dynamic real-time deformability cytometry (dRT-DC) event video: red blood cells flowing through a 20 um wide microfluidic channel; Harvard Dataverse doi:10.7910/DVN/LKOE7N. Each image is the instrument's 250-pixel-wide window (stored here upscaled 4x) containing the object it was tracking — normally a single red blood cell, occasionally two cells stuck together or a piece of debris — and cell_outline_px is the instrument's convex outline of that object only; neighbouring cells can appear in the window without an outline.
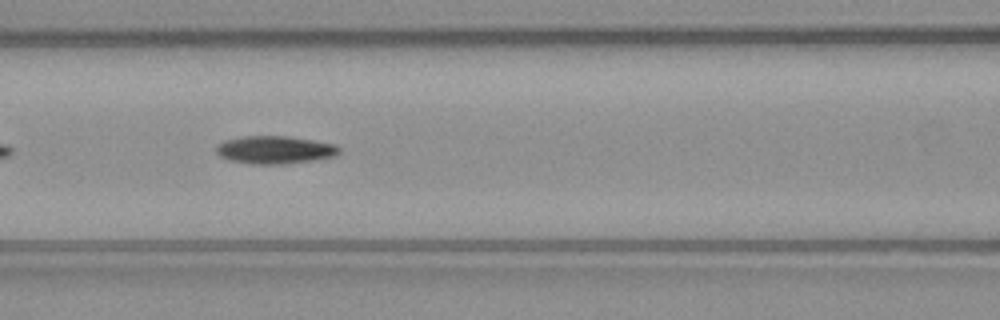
{"species": "common noctule bat (a hibernating species)", "species_latin": "Nyctalus noctula", "temperature_condition": "warm", "stored_images_in_passage": 15, "camera_frame_rate_fps": 3000, "um_per_image_px": 0.085, "animal": {"sex": "male", "body_mass_g": 23.1, "forearm_length_mm": 52.7}, "frame": {"image": 1, "passage_image": 9, "time_ms": 2.667, "image_size_px": [1000, 320], "cell_outline_px": [[340, 152], [336, 156], [312, 160], [284, 164], [248, 164], [232, 160], [220, 156], [216, 152], [216, 144], [224, 140], [244, 136], [288, 136], [336, 144], [340, 148]], "centroid_in_image_um": [23.36, 12.73], "position_along_channel_um": 143.2, "area_um2": 20.0}}